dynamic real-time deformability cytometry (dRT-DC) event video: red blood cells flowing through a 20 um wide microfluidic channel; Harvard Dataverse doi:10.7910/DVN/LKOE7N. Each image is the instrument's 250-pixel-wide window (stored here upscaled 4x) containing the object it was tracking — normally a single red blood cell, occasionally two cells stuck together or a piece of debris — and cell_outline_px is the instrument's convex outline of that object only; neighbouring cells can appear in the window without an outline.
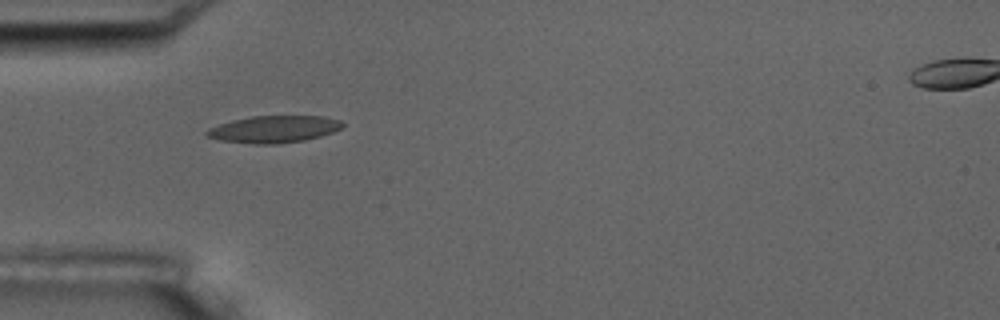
{"species": "common noctule bat (a hibernating species)", "species_latin": "Nyctalus noctula", "temperature_condition": "room temperature", "stored_images_in_passage": 4, "camera_frame_rate_fps": 3000, "um_per_image_px": 0.085, "animal": {"sex": "male", "body_mass_g": 17.5, "forearm_length_mm": 52.3}, "frame": {"image": 1, "passage_image": 1, "time_ms": 0.0, "image_size_px": [1000, 320], "cell_outline_px": [[344, 124], [340, 128], [332, 132], [320, 136], [304, 140], [276, 144], [256, 144], [220, 140], [204, 136], [204, 132], [208, 128], [232, 120], [252, 116], [324, 116], [340, 120]], "centroid_in_image_um": [23.24, 10.98], "position_along_channel_um": 61.8, "area_um2": 21.33}}
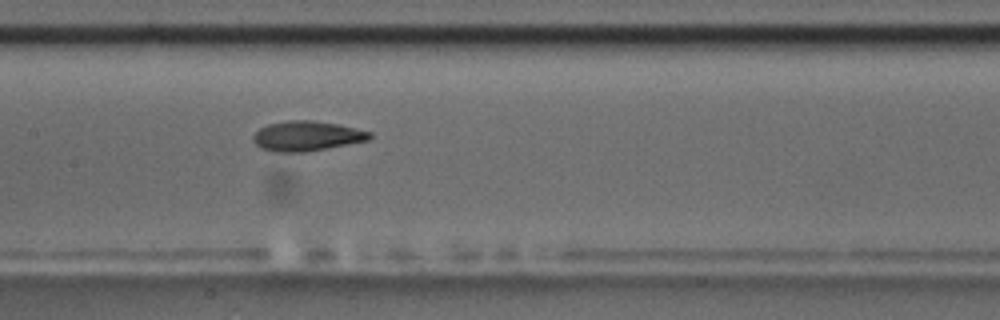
{"frame": {"image": 2, "passage_image": 4, "time_ms": 3.333, "image_size_px": [1000, 320], "cell_outline_px": [[372, 136], [368, 140], [308, 152], [276, 152], [260, 148], [252, 140], [252, 136], [260, 128], [268, 124], [288, 120], [312, 120], [336, 124], [372, 132]], "centroid_in_image_um": [26.05, 11.57], "position_along_channel_um": 181.4, "area_um2": 20.29}}